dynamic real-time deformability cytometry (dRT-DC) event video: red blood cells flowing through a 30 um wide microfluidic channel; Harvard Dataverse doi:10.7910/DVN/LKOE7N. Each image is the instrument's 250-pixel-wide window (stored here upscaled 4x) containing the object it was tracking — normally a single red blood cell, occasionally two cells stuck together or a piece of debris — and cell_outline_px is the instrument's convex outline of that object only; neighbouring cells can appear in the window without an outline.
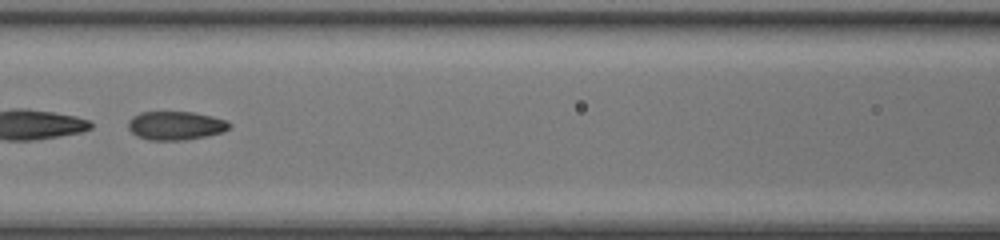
{"species": "common noctule bat (a hibernating species)", "species_latin": "Nyctalus noctula", "temperature_condition": "room temperature", "stored_images_in_passage": 40, "segment_of_instrument_passage": [2, 2], "camera_frame_rate_fps": 3000, "um_per_image_px": 0.085, "animal": {"sex": "female", "body_mass_g": 17.0, "forearm_length_mm": 48.0}, "frame": {"image": 1, "passage_image": 14, "time_ms": 4.333, "image_size_px": [1000, 240], "cell_outline_px": [[232, 124], [224, 132], [184, 140], [148, 140], [136, 136], [128, 128], [128, 120], [132, 116], [140, 112], [192, 112], [212, 116], [228, 120]], "centroid_in_image_um": [14.92, 10.67], "position_along_channel_um": 151.7, "area_um2": 16.99}}
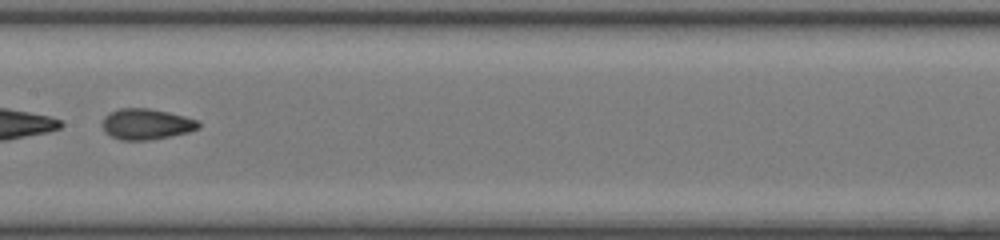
{"frame": {"image": 2, "passage_image": 17, "time_ms": 5.333, "image_size_px": [1000, 240], "cell_outline_px": [[200, 128], [188, 132], [148, 140], [120, 140], [104, 132], [104, 116], [120, 108], [148, 108], [168, 112], [200, 120]], "centroid_in_image_um": [12.47, 10.54], "position_along_channel_um": 194.9, "area_um2": 17.11}}